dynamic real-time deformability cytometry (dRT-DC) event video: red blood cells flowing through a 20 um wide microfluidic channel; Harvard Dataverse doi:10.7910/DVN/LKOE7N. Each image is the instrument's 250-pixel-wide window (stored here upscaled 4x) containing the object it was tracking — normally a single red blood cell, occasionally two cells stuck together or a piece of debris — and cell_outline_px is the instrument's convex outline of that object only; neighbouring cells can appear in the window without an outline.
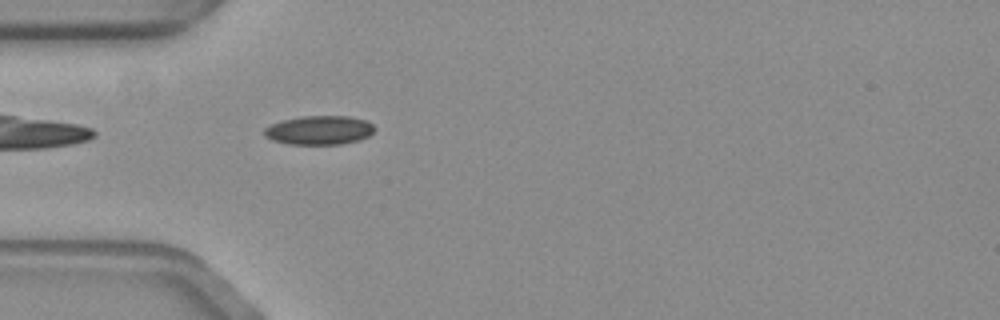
{"species": "common noctule bat (a hibernating species)", "species_latin": "Nyctalus noctula", "temperature_condition": "warm", "stored_images_in_passage": 41, "camera_frame_rate_fps": 3000, "um_per_image_px": 0.085, "animal": {"sex": "female", "body_mass_g": 19.3, "forearm_length_mm": 54.1}, "frame": {"image": 1, "passage_image": 1, "time_ms": 0.0, "image_size_px": [1000, 320], "cell_outline_px": [[376, 128], [368, 136], [360, 140], [340, 144], [288, 144], [272, 140], [264, 136], [264, 128], [272, 124], [284, 120], [300, 116], [352, 116], [368, 120]], "centroid_in_image_um": [27.16, 11.06], "position_along_channel_um": 57.8, "area_um2": 18.73}}
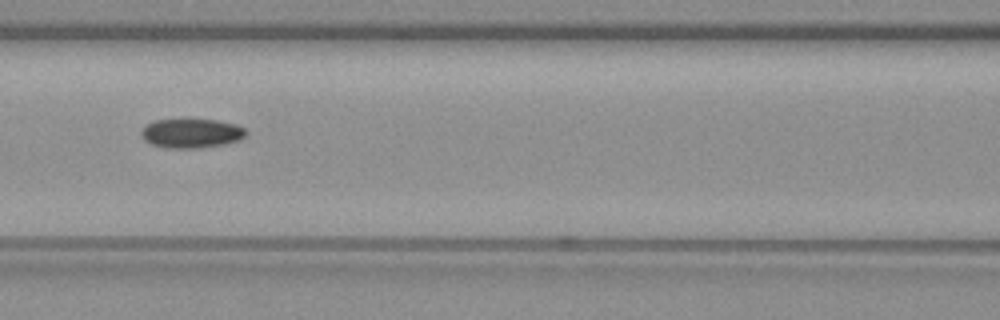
{"frame": {"image": 2, "passage_image": 9, "time_ms": 2.667, "image_size_px": [1000, 320], "cell_outline_px": [[248, 132], [240, 140], [224, 144], [200, 148], [168, 148], [152, 144], [144, 140], [140, 136], [140, 132], [148, 124], [156, 120], [216, 120], [236, 124], [244, 128]], "centroid_in_image_um": [16.28, 11.34], "position_along_channel_um": 150.3, "area_um2": 17.74}}
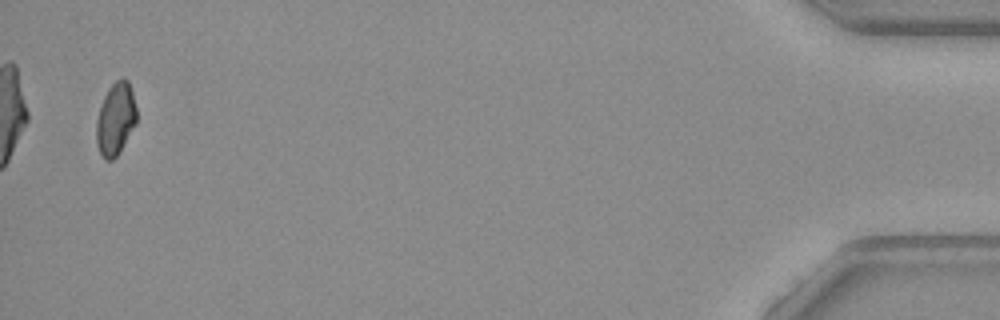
{"frame": {"image": 3, "passage_image": 40, "time_ms": 13.0, "image_size_px": [1000, 320], "cell_outline_px": [[136, 124], [116, 156], [112, 160], [104, 160], [96, 144], [96, 120], [104, 96], [108, 88], [116, 80], [124, 76], [128, 80], [132, 92], [136, 108]], "centroid_in_image_um": [9.82, 10.09], "position_along_channel_um": 425.4, "area_um2": 16.94}, "authors_computed_cell_mechanics": {"area_um2": 17.9758, "velocity_mm_per_s": 3.5694, "shape_relaxation_time_tau1_ms": 10.6652, "shape_relaxation_time_tau2_ms": 7.7515, "deformation_change_tau1": 0.1577, "deformation_change_tau2": 0.1072}}